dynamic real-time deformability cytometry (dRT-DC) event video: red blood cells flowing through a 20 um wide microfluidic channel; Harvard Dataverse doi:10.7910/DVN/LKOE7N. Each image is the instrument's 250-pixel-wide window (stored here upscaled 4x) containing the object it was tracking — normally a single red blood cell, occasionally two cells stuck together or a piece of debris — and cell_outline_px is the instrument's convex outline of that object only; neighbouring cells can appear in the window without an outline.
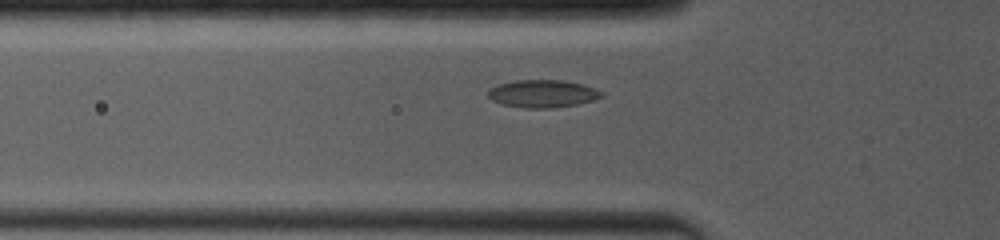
{"species": "common noctule bat (a hibernating species)", "species_latin": "Nyctalus noctula", "temperature_condition": "room temperature", "stored_images_in_passage": 32, "camera_frame_rate_fps": 4000, "um_per_image_px": 0.085, "animal": {"sex": "female", "body_mass_g": 19.0, "forearm_length_mm": 53.3}, "frame": {"image": 1, "passage_image": 2, "time_ms": 0.25, "image_size_px": [1000, 240], "cell_outline_px": [[604, 96], [580, 104], [548, 108], [524, 108], [500, 104], [492, 100], [488, 96], [488, 92], [492, 88], [500, 84], [516, 80], [564, 80], [580, 84], [604, 92]], "centroid_in_image_um": [46.13, 7.97], "position_along_channel_um": 79.7, "area_um2": 18.15}}
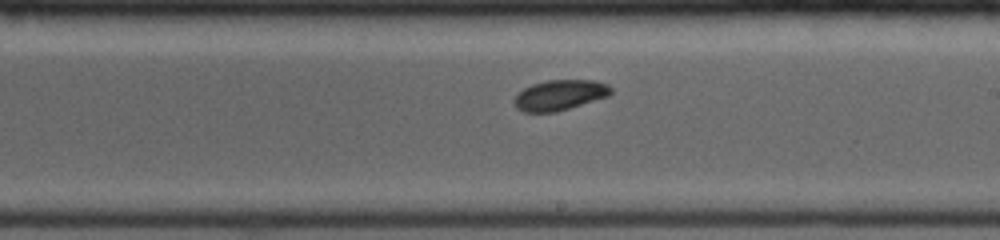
{"frame": {"image": 2, "passage_image": 16, "time_ms": 4.25, "image_size_px": [1000, 240], "cell_outline_px": [[612, 92], [608, 96], [556, 112], [524, 112], [516, 108], [512, 104], [512, 100], [524, 88], [532, 84], [548, 80], [596, 80], [608, 84], [612, 88]], "centroid_in_image_um": [47.57, 8.08], "position_along_channel_um": 241.4, "area_um2": 17.17}}
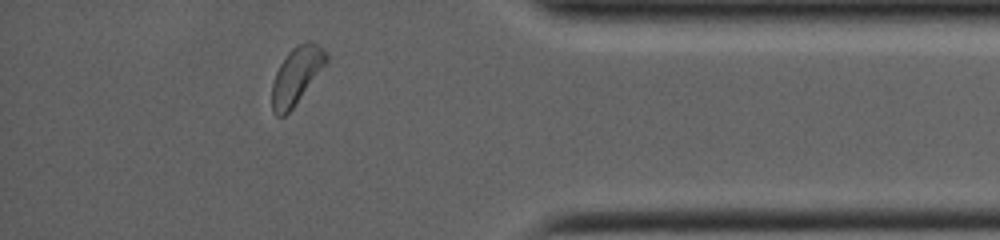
{"frame": {"image": 3, "passage_image": 27, "time_ms": 8.75, "image_size_px": [1000, 240], "cell_outline_px": [[328, 60], [292, 108], [284, 116], [276, 116], [272, 112], [272, 84], [276, 72], [280, 64], [288, 52], [292, 48], [308, 40], [312, 40], [328, 52]], "centroid_in_image_um": [25.19, 6.39], "position_along_channel_um": 410.0, "area_um2": 17.74}}